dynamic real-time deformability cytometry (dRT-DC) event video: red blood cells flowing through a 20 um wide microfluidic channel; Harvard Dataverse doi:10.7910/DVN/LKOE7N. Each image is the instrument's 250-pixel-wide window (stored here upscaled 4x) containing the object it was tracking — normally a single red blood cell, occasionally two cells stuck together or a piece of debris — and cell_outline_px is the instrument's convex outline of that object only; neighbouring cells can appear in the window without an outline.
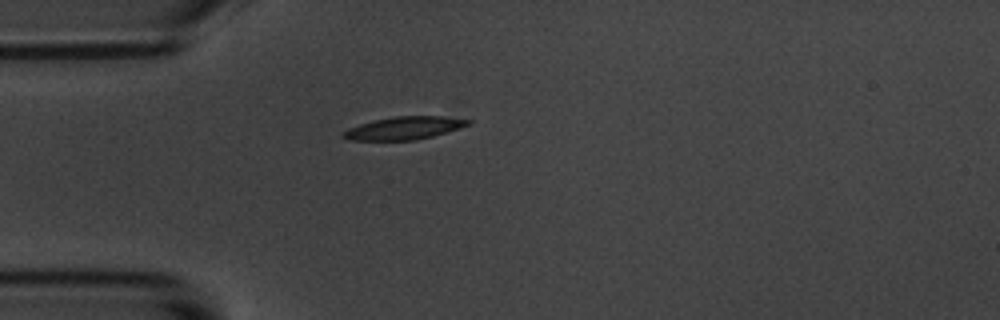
{"species": "common noctule bat (a hibernating species)", "species_latin": "Nyctalus noctula", "temperature_condition": "room temperature", "stored_images_in_passage": 1, "camera_frame_rate_fps": 3000, "um_per_image_px": 0.085, "animal": {"sex": "male", "body_mass_g": 20.1, "forearm_length_mm": 53.5}, "frame": {"image": 1, "passage_image": 1, "time_ms": 0.0, "image_size_px": [1000, 320], "cell_outline_px": [[472, 120], [468, 124], [432, 136], [416, 140], [348, 140], [340, 136], [348, 128], [360, 124], [392, 116], [440, 116]], "centroid_in_image_um": [34.28, 10.89], "position_along_channel_um": 50.7, "area_um2": 16.24}}